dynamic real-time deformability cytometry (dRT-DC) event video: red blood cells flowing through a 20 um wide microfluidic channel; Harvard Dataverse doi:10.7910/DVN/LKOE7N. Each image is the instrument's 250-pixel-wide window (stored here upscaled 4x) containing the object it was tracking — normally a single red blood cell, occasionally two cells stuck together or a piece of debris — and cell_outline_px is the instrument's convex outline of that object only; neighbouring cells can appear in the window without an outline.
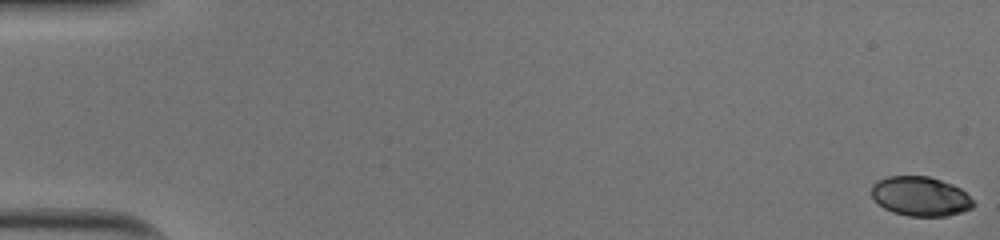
{"species": "human", "species_latin": "Homo sapiens", "temperature_condition": "cold", "stored_images_in_passage": 52, "camera_frame_rate_fps": 3000, "um_per_image_px": 0.085, "donor": {"sex": "male"}, "frame": {"image": 1, "passage_image": 1, "time_ms": 0.0, "image_size_px": [1000, 240], "cell_outline_px": [[976, 204], [972, 208], [948, 216], [908, 216], [892, 212], [884, 208], [872, 196], [872, 184], [876, 180], [888, 176], [928, 176], [952, 184], [960, 188]], "centroid_in_image_um": [78.22, 16.69], "position_along_channel_um": 6.8, "area_um2": 23.35}}
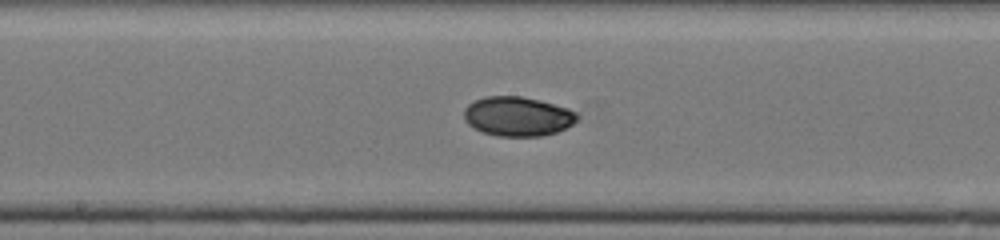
{"frame": {"image": 2, "passage_image": 29, "time_ms": 9.333, "image_size_px": [1000, 240], "cell_outline_px": [[580, 116], [572, 124], [556, 132], [544, 136], [496, 136], [484, 132], [468, 124], [464, 120], [464, 108], [468, 104], [484, 96], [520, 96], [540, 100], [568, 108], [576, 112]], "centroid_in_image_um": [44.0, 9.88], "position_along_channel_um": 204.2, "area_um2": 26.01}}
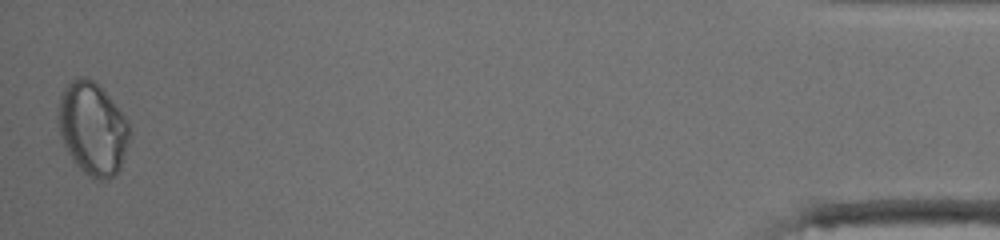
{"frame": {"image": 3, "passage_image": 52, "time_ms": 17.0, "image_size_px": [1000, 240], "cell_outline_px": [[132, 132], [120, 168], [108, 180], [100, 180], [88, 176], [72, 160], [60, 136], [56, 116], [60, 92], [76, 76], [84, 76], [92, 80], [108, 96], [124, 116]], "centroid_in_image_um": [7.84, 10.93], "position_along_channel_um": 427.4, "area_um2": 38.61}, "authors_computed_cell_mechanics": {"area_um2": 25.5187, "velocity_mm_per_s": 4.0171, "shape_relaxation_time_tau1_ms": 3.7768, "shape_relaxation_time_tau2_ms": 3.7894, "deformation_change_tau1": 0.1361, "deformation_change_tau2": 0.0416}}